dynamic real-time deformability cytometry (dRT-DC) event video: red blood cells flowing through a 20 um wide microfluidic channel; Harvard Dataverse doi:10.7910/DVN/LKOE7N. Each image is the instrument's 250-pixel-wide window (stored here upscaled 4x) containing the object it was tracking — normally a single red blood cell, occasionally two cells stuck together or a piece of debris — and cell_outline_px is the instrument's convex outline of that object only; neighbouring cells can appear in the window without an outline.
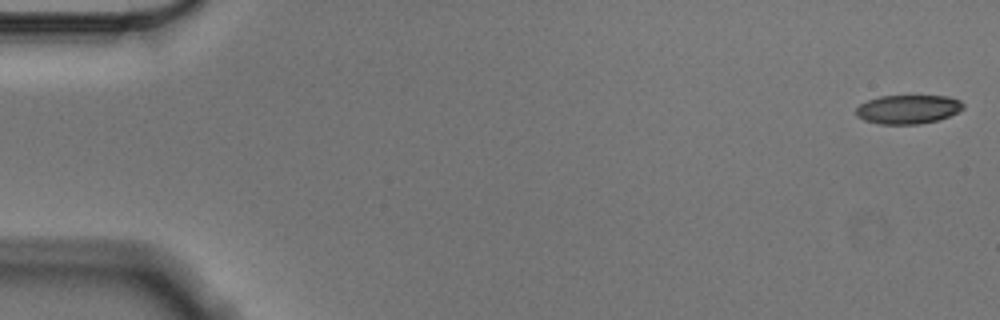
{"species": "Egyptian fruit bat (a non-hibernating species)", "species_latin": "Rousettus aegyptiacus", "temperature_condition": "cold", "stored_images_in_passage": 56, "camera_frame_rate_fps": 3000, "um_per_image_px": 0.085, "animal": {"sex": "male"}, "frame": {"image": 1, "passage_image": 1, "time_ms": 0.0, "image_size_px": [1000, 320], "cell_outline_px": [[964, 108], [960, 112], [940, 120], [920, 124], [880, 124], [864, 120], [856, 116], [856, 108], [860, 104], [868, 100], [880, 96], [948, 96], [960, 100], [964, 104]], "centroid_in_image_um": [77.22, 9.3], "position_along_channel_um": 7.8, "area_um2": 18.26}}
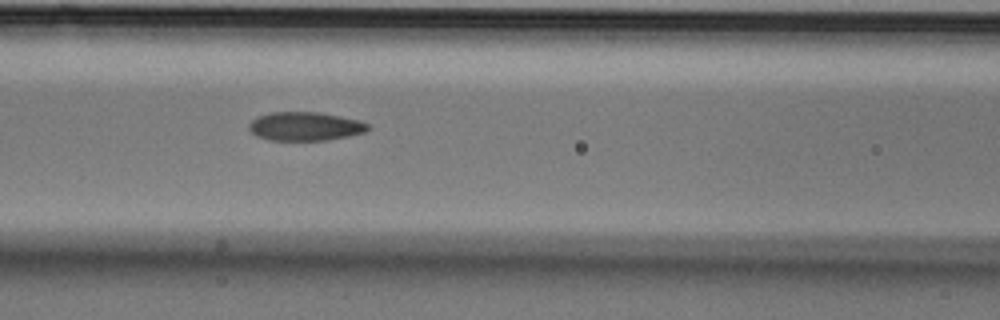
{"frame": {"image": 2, "passage_image": 24, "time_ms": 7.667, "image_size_px": [1000, 320], "cell_outline_px": [[368, 128], [364, 132], [348, 136], [328, 140], [268, 140], [256, 136], [248, 128], [248, 124], [256, 116], [272, 112], [316, 112], [340, 116], [360, 120], [368, 124]], "centroid_in_image_um": [25.89, 10.74], "position_along_channel_um": 140.7, "area_um2": 19.88}}
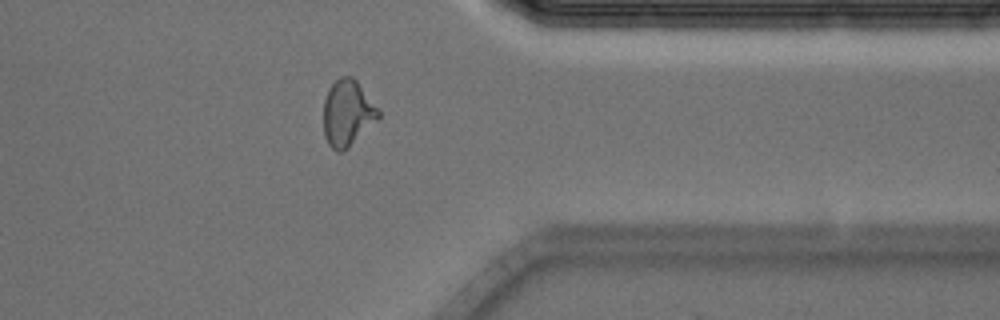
{"frame": {"image": 3, "passage_image": 45, "time_ms": 14.667, "image_size_px": [1000, 320], "cell_outline_px": [[380, 116], [348, 148], [340, 152], [336, 152], [328, 144], [324, 136], [324, 100], [328, 88], [340, 76], [352, 76], [356, 80], [380, 112]], "centroid_in_image_um": [29.5, 9.61], "position_along_channel_um": 381.9, "area_um2": 20.87}, "authors_computed_cell_mechanics": {"area_um2": 20.0566, "velocity_mm_per_s": 3.5656, "shape_relaxation_time_tau1_ms": 5.2261, "shape_relaxation_time_tau2_ms": 2.8036, "deformation_change_tau1": 0.1547, "deformation_change_tau2": 0.087}}